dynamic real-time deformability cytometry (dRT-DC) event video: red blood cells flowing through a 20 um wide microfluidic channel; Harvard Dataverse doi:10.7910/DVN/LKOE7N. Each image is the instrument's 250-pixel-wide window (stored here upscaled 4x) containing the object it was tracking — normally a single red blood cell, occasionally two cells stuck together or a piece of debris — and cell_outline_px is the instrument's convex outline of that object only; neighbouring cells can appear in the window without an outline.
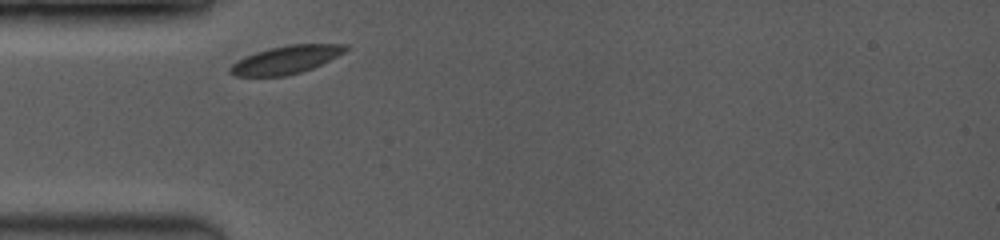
{"species": "common noctule bat (a hibernating species)", "species_latin": "Nyctalus noctula", "temperature_condition": "room temperature", "stored_images_in_passage": 7, "camera_frame_rate_fps": 3500, "um_per_image_px": 0.085, "animal": {"sex": "female", "body_mass_g": 19.0, "forearm_length_mm": 53.3}, "frame": {"image": 1, "passage_image": 1, "time_ms": 0.0, "image_size_px": [1000, 240], "cell_outline_px": [[348, 48], [344, 52], [312, 68], [288, 76], [236, 76], [228, 72], [228, 68], [236, 60], [244, 56], [268, 48], [288, 44], [348, 44]], "centroid_in_image_um": [24.25, 5.07], "position_along_channel_um": 60.7, "area_um2": 18.84}}
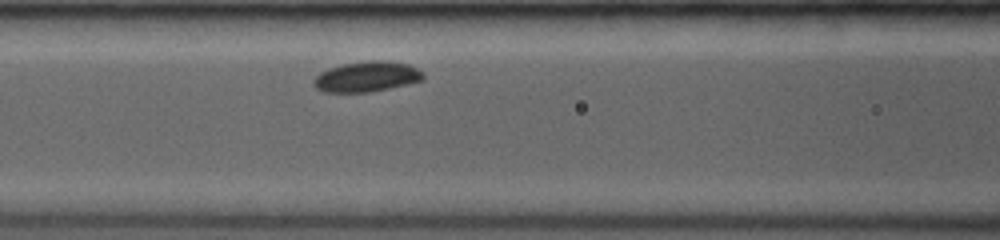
{"frame": {"image": 2, "passage_image": 5, "time_ms": 2.0, "image_size_px": [1000, 240], "cell_outline_px": [[424, 80], [388, 88], [368, 92], [324, 92], [316, 88], [312, 84], [312, 80], [320, 72], [328, 68], [344, 64], [368, 60], [384, 60], [408, 64], [424, 72]], "centroid_in_image_um": [31.16, 6.51], "position_along_channel_um": 135.4, "area_um2": 19.42}}
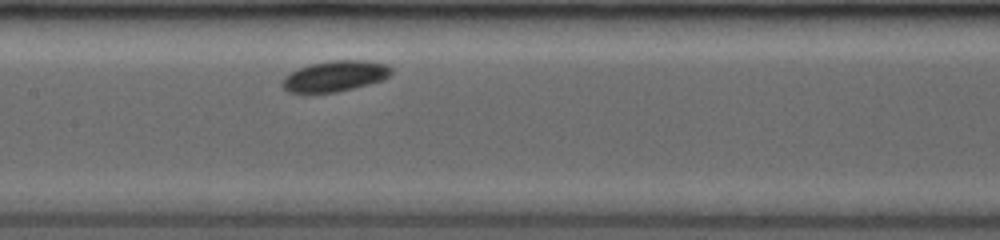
{"frame": {"image": 3, "passage_image": 7, "time_ms": 3.143, "image_size_px": [1000, 240], "cell_outline_px": [[392, 72], [384, 80], [336, 92], [304, 96], [300, 96], [288, 92], [280, 84], [280, 80], [288, 72], [308, 64], [332, 60], [364, 60], [388, 64], [392, 68]], "centroid_in_image_um": [28.37, 6.51], "position_along_channel_um": 179.0, "area_um2": 20.46}}